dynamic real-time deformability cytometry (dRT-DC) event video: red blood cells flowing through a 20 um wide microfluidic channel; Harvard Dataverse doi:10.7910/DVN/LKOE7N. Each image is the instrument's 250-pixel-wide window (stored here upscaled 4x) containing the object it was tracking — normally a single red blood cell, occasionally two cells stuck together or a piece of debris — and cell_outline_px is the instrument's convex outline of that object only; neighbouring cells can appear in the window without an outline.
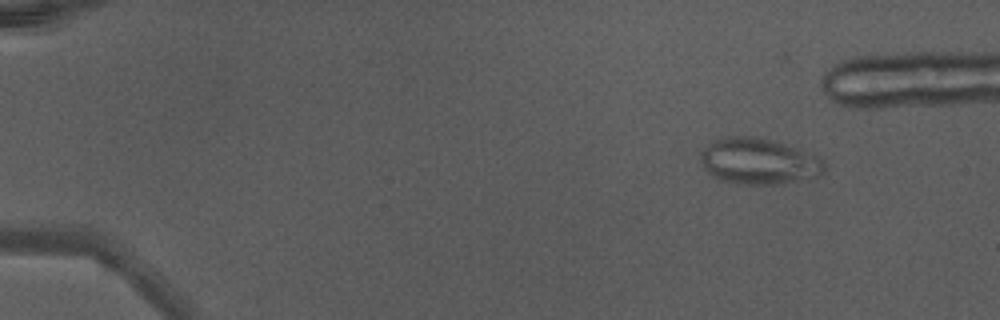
{"species": "Egyptian fruit bat (a non-hibernating species)", "species_latin": "Rousettus aegyptiacus", "temperature_condition": "warm", "stored_images_in_passage": 17, "camera_frame_rate_fps": 3000, "um_per_image_px": 0.085, "animal": {"sex": "male"}, "frame": {"image": 1, "passage_image": 6, "time_ms": 1.667, "image_size_px": [1000, 320], "cell_outline_px": [[824, 172], [820, 176], [780, 184], [744, 184], [724, 180], [708, 172], [704, 168], [700, 160], [700, 152], [712, 140], [728, 136], [756, 136], [784, 144], [796, 148], [816, 156], [824, 160]], "centroid_in_image_um": [64.48, 13.7], "position_along_channel_um": 20.5, "area_um2": 33.0}}